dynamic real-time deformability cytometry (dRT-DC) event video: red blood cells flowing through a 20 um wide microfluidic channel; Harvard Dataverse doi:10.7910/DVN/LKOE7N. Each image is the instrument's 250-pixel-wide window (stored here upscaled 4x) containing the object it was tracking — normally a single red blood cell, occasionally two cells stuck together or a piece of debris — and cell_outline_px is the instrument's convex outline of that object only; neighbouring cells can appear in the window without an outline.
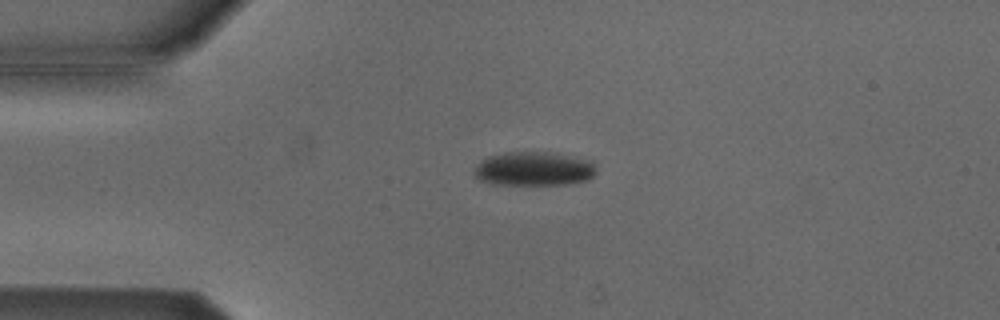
{"species": "Egyptian fruit bat (a non-hibernating species)", "species_latin": "Rousettus aegyptiacus", "temperature_condition": "cold", "stored_images_in_passage": 6, "camera_frame_rate_fps": 3000, "um_per_image_px": 0.085, "animal": {"sex": "male"}, "frame": {"image": 1, "passage_image": 4, "time_ms": 1.0, "image_size_px": [1000, 320], "cell_outline_px": [[596, 172], [588, 180], [564, 184], [492, 184], [480, 180], [472, 176], [472, 168], [480, 160], [488, 156], [504, 152], [548, 152], [592, 160], [596, 168]], "centroid_in_image_um": [45.31, 14.34], "position_along_channel_um": 39.7, "area_um2": 24.45}}
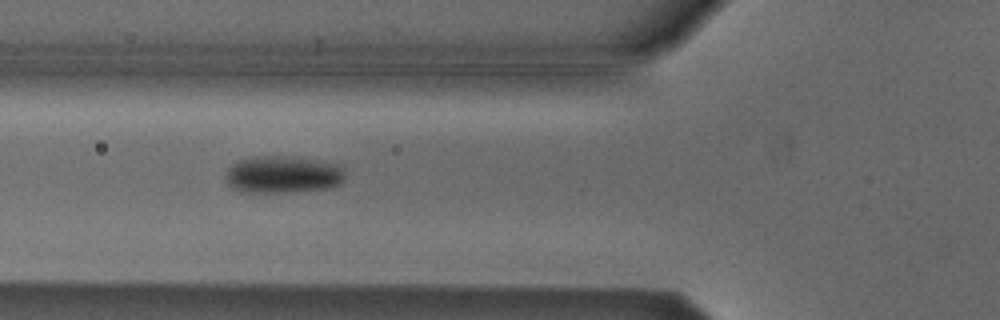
{"frame": {"image": 2, "passage_image": 6, "time_ms": 1.667, "image_size_px": [1000, 320], "cell_outline_px": [[344, 180], [340, 184], [328, 188], [292, 192], [240, 192], [232, 188], [228, 184], [224, 176], [228, 168], [232, 164], [240, 160], [252, 156], [288, 156], [324, 160], [340, 164], [344, 168]], "centroid_in_image_um": [24.06, 14.82], "position_along_channel_um": 101.7, "area_um2": 26.47}}